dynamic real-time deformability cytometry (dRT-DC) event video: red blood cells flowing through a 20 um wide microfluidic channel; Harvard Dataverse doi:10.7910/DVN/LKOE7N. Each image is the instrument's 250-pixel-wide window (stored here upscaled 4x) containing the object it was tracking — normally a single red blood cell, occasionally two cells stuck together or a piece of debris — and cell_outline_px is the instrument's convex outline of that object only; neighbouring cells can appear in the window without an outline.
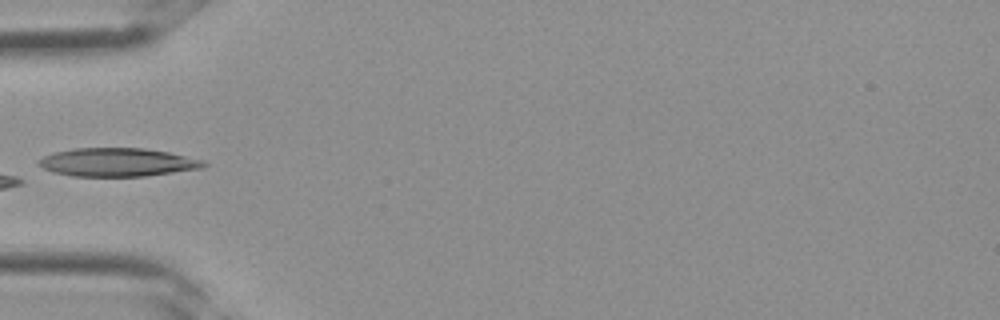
{"species": "Egyptian fruit bat (a non-hibernating species)", "species_latin": "Rousettus aegyptiacus", "temperature_condition": "room temperature", "stored_images_in_passage": 2, "camera_frame_rate_fps": 3000, "um_per_image_px": 0.085, "frame": {"image": 1, "passage_image": 2, "time_ms": 0.333, "image_size_px": [1000, 320], "cell_outline_px": [[208, 164], [204, 168], [144, 176], [72, 176], [52, 172], [36, 164], [36, 160], [52, 152], [72, 148], [144, 148], [168, 152], [204, 160]], "centroid_in_image_um": [9.95, 13.79], "position_along_channel_um": 75.0, "area_um2": 27.51}}